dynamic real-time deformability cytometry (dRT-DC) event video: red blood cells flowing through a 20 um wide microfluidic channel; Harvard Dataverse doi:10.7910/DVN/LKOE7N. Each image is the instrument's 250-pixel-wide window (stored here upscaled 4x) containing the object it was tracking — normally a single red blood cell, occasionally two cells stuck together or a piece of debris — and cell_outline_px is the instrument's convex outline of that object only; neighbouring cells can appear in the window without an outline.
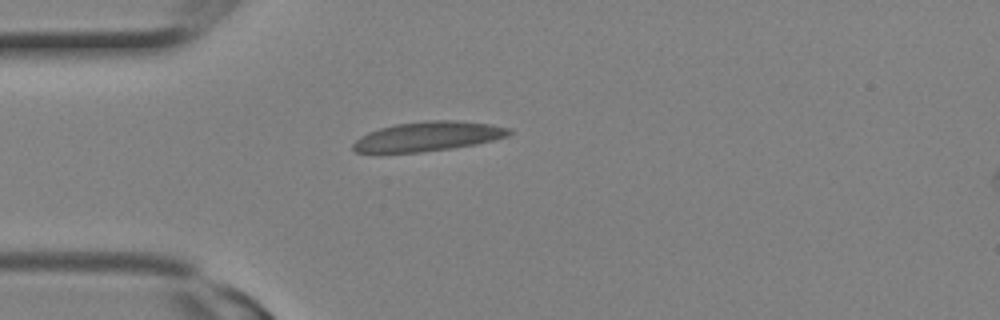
{"species": "Egyptian fruit bat (a non-hibernating species)", "species_latin": "Rousettus aegyptiacus", "temperature_condition": "room temperature", "stored_images_in_passage": 1, "camera_frame_rate_fps": 3000, "um_per_image_px": 0.085, "animal": {"sex": "female"}, "frame": {"image": 1, "passage_image": 1, "time_ms": 0.0, "image_size_px": [1000, 320], "cell_outline_px": [[512, 132], [508, 136], [476, 144], [452, 148], [420, 152], [356, 152], [352, 148], [352, 144], [360, 136], [368, 132], [380, 128], [396, 124], [432, 120], [456, 120], [492, 124], [508, 128]], "centroid_in_image_um": [36.39, 11.59], "position_along_channel_um": 48.6, "area_um2": 26.59}}